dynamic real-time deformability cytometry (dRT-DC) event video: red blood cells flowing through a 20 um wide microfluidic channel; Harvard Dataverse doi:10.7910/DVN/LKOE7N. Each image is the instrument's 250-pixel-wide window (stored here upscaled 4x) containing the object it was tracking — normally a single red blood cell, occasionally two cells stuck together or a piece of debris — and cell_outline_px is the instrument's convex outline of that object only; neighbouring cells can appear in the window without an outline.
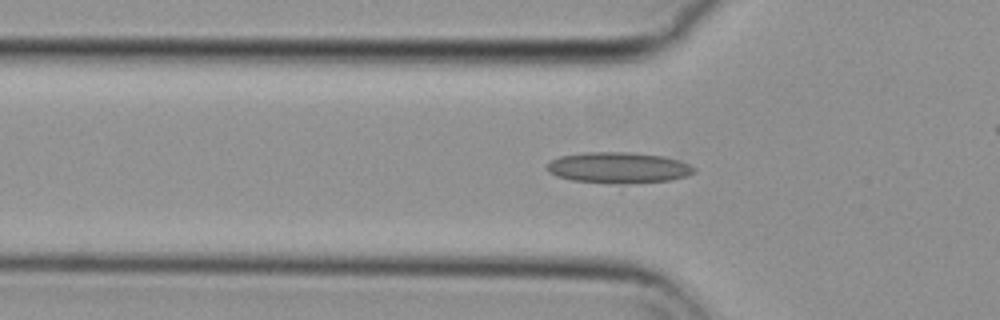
{"species": "common noctule bat (a hibernating species)", "species_latin": "Nyctalus noctula", "temperature_condition": "cold", "stored_images_in_passage": 40, "camera_frame_rate_fps": 3000, "um_per_image_px": 0.085, "animal": {"sex": "female", "body_mass_g": 29.2, "forearm_length_mm": 56.3}, "frame": {"image": 1, "passage_image": 10, "time_ms": 3.0, "image_size_px": [1000, 320], "cell_outline_px": [[696, 172], [684, 176], [668, 180], [624, 184], [572, 180], [556, 176], [548, 172], [548, 164], [552, 160], [560, 156], [584, 152], [628, 152], [664, 156], [680, 160], [696, 168]], "centroid_in_image_um": [52.57, 14.24], "position_along_channel_um": 73.2, "area_um2": 26.41}}
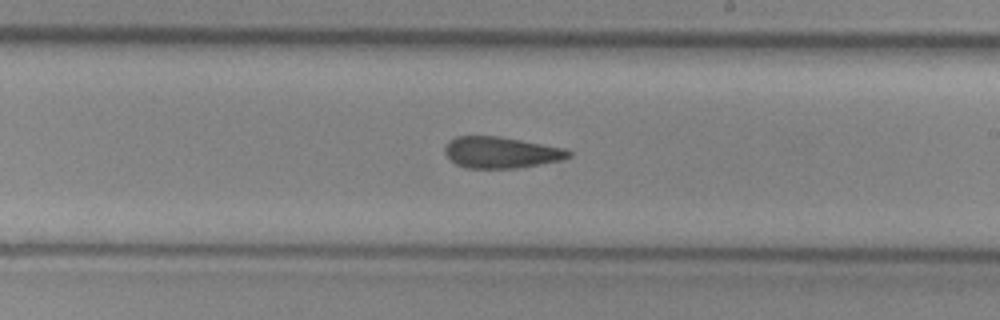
{"frame": {"image": 2, "passage_image": 24, "time_ms": 7.667, "image_size_px": [1000, 320], "cell_outline_px": [[572, 156], [564, 160], [516, 168], [464, 168], [456, 164], [444, 152], [444, 148], [448, 140], [456, 136], [496, 136], [520, 140], [564, 148], [572, 152]], "centroid_in_image_um": [42.59, 12.96], "position_along_channel_um": 246.4, "area_um2": 22.6}}
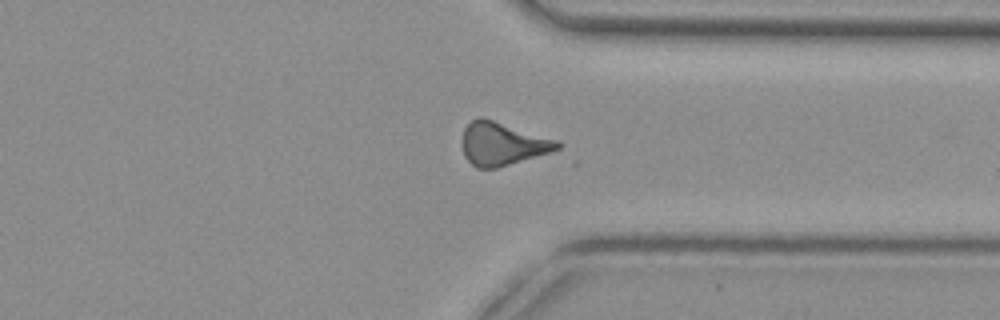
{"frame": {"image": 3, "passage_image": 34, "time_ms": 11.0, "image_size_px": [1000, 320], "cell_outline_px": [[560, 148], [548, 152], [496, 168], [476, 168], [464, 156], [464, 128], [472, 120], [480, 116], [484, 116], [560, 140]], "centroid_in_image_um": [42.72, 12.18], "position_along_channel_um": 368.7, "area_um2": 23.81}, "authors_computed_cell_mechanics": {"area_um2": 23.5535, "velocity_mm_per_s": 3.6968, "shape_relaxation_time_tau1_ms": null, "shape_relaxation_time_tau2_ms": 4.9764, "deformation_change_tau1": null, "deformation_change_tau2": 0.1555}}